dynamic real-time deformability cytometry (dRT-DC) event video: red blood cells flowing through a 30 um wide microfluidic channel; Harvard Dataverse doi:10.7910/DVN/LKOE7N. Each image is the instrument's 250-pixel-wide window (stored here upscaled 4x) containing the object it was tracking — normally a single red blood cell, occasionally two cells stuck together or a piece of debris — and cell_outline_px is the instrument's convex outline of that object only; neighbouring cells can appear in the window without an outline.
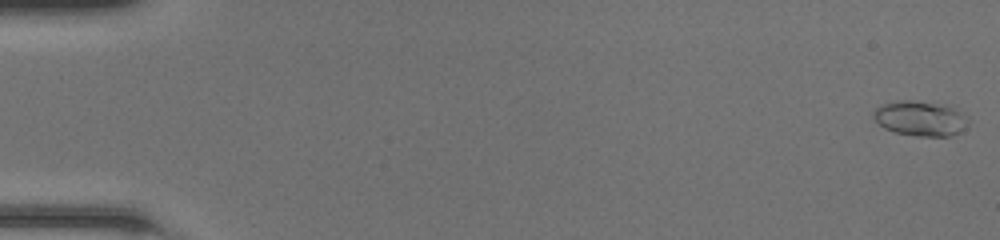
{"species": "common noctule bat (a hibernating species)", "species_latin": "Nyctalus noctula", "temperature_condition": "room temperature", "stored_images_in_passage": 49, "camera_frame_rate_fps": 3000, "um_per_image_px": 0.085, "animal": {"sex": "female", "body_mass_g": 20.0, "forearm_length_mm": 54.0}, "frame": {"image": 1, "passage_image": 1, "time_ms": 0.0, "image_size_px": [1000, 240], "cell_outline_px": [[968, 124], [960, 132], [948, 136], [916, 136], [896, 132], [884, 128], [872, 116], [872, 112], [880, 104], [896, 100], [912, 100], [952, 104], [968, 116]], "centroid_in_image_um": [78.27, 10.03], "position_along_channel_um": 6.7, "area_um2": 19.88}}
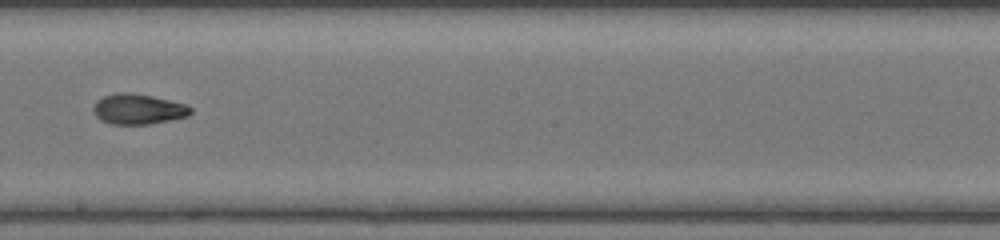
{"frame": {"image": 2, "passage_image": 29, "time_ms": 9.333, "image_size_px": [1000, 240], "cell_outline_px": [[192, 112], [188, 116], [148, 124], [112, 124], [100, 120], [92, 112], [92, 108], [96, 100], [104, 96], [116, 92], [128, 92], [152, 96], [184, 104], [192, 108]], "centroid_in_image_um": [11.69, 9.27], "position_along_channel_um": 236.5, "area_um2": 17.17}}
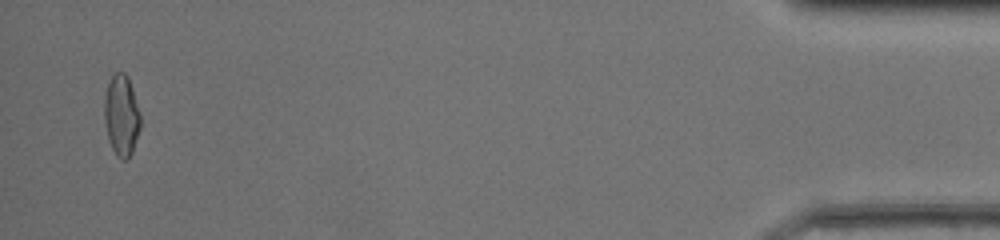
{"frame": {"image": 3, "passage_image": 48, "time_ms": 15.667, "image_size_px": [1000, 240], "cell_outline_px": [[140, 128], [132, 152], [128, 160], [124, 160], [116, 156], [108, 140], [104, 120], [104, 96], [108, 80], [112, 72], [124, 72], [128, 76], [140, 112]], "centroid_in_image_um": [10.3, 9.78], "position_along_channel_um": 424.9, "area_um2": 17.4}, "authors_computed_cell_mechanics": {"area_um2": 17.1666, "velocity_mm_per_s": 4.2945, "shape_relaxation_time_tau1_ms": 7.0579, "shape_relaxation_time_tau2_ms": 1.5182, "deformation_change_tau1": 0.2499, "deformation_change_tau2": 0.0709}}